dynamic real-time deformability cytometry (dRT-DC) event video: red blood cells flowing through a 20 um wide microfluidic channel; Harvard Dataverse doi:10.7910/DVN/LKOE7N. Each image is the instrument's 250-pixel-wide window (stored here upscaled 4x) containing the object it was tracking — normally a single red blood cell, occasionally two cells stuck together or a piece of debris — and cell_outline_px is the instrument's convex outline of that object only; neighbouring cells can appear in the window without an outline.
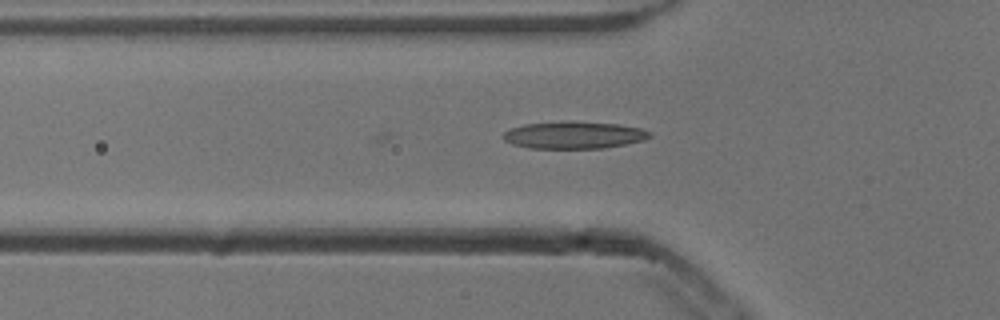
{"species": "common noctule bat (a hibernating species)", "species_latin": "Nyctalus noctula", "temperature_condition": "cold", "stored_images_in_passage": 9, "camera_frame_rate_fps": 3000, "um_per_image_px": 0.085, "animal": {"sex": "male", "body_mass_g": 13.3}, "frame": {"image": 1, "passage_image": 9, "time_ms": 2.667, "image_size_px": [1000, 320], "cell_outline_px": [[652, 136], [644, 140], [604, 148], [528, 148], [512, 144], [504, 140], [500, 136], [504, 132], [512, 128], [524, 124], [560, 120], [564, 120], [616, 124], [640, 128], [652, 132]], "centroid_in_image_um": [48.75, 11.47], "position_along_channel_um": 77.1, "area_um2": 23.47}}